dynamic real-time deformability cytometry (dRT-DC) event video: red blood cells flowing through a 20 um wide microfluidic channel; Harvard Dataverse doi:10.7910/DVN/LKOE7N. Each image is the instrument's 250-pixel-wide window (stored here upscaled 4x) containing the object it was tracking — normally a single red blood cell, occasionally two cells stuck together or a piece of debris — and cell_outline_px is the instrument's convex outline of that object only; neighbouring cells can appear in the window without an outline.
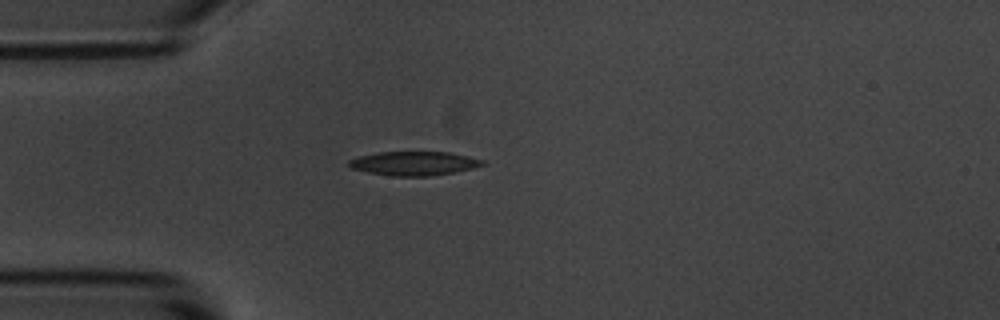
{"species": "common noctule bat (a hibernating species)", "species_latin": "Nyctalus noctula", "temperature_condition": "room temperature", "stored_images_in_passage": 41, "camera_frame_rate_fps": 3000, "um_per_image_px": 0.085, "animal": {"sex": "male", "body_mass_g": 20.1, "forearm_length_mm": 53.5}, "frame": {"image": 1, "passage_image": 1, "time_ms": 0.0, "image_size_px": [1000, 320], "cell_outline_px": [[484, 164], [472, 168], [452, 172], [428, 176], [392, 176], [368, 172], [352, 168], [348, 164], [348, 160], [360, 156], [380, 152], [448, 152], [468, 156], [484, 160]], "centroid_in_image_um": [35.17, 13.88], "position_along_channel_um": 49.8, "area_um2": 18.38}}
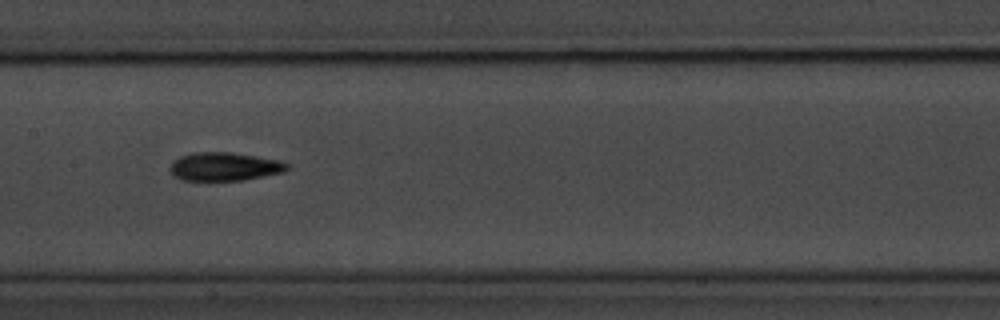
{"frame": {"image": 2, "passage_image": 13, "time_ms": 4.0, "image_size_px": [1000, 320], "cell_outline_px": [[292, 168], [284, 172], [244, 180], [180, 180], [172, 176], [168, 168], [172, 160], [180, 156], [196, 152], [228, 152], [256, 156], [280, 160], [288, 164]], "centroid_in_image_um": [19.06, 14.16], "position_along_channel_um": 188.3, "area_um2": 19.65}}
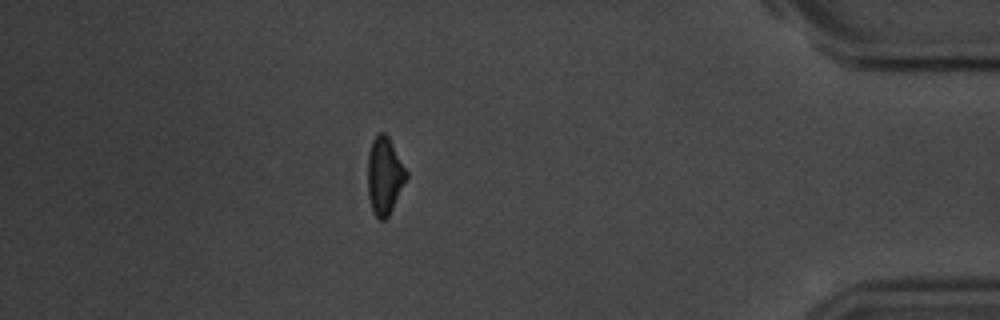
{"frame": {"image": 3, "passage_image": 34, "time_ms": 11.0, "image_size_px": [1000, 320], "cell_outline_px": [[408, 176], [388, 216], [384, 220], [380, 220], [372, 212], [368, 196], [368, 152], [372, 140], [376, 132], [384, 132], [388, 136], [408, 172]], "centroid_in_image_um": [32.67, 14.91], "position_along_channel_um": 402.5, "area_um2": 17.46}, "authors_computed_cell_mechanics": {"area_um2": 18.3226, "velocity_mm_per_s": 3.6876, "shape_relaxation_time_tau1_ms": 3.2878, "shape_relaxation_time_tau2_ms": 5.2366, "deformation_change_tau1": 0.1191, "deformation_change_tau2": 0.1381}}